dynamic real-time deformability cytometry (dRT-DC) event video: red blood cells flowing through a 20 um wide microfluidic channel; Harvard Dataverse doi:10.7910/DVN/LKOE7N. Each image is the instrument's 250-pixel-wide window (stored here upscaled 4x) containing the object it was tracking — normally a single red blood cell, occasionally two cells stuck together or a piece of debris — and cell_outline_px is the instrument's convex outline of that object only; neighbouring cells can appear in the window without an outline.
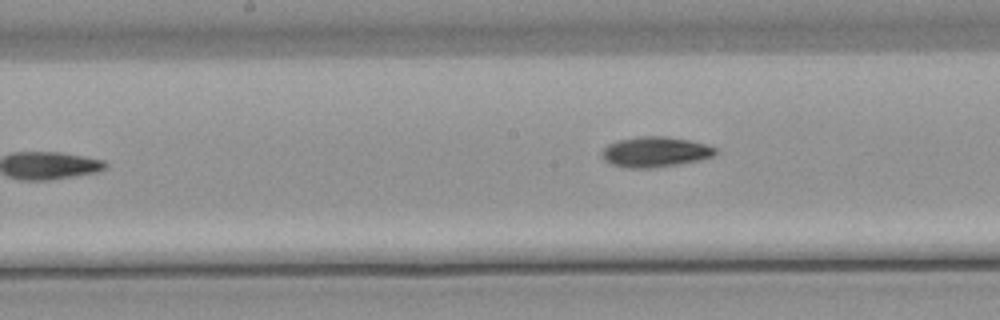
{"species": "common noctule bat (a hibernating species)", "species_latin": "Nyctalus noctula", "temperature_condition": "warm", "stored_images_in_passage": 8, "camera_frame_rate_fps": 3000, "um_per_image_px": 0.085, "animal": {"sex": "male", "body_mass_g": 21.5, "forearm_length_mm": 52.0}, "frame": {"image": 1, "passage_image": 8, "time_ms": 9.667, "image_size_px": [1000, 320], "cell_outline_px": [[716, 152], [712, 156], [696, 160], [676, 164], [648, 168], [628, 168], [612, 164], [604, 160], [600, 152], [608, 144], [616, 140], [636, 136], [664, 136], [688, 140], [704, 144], [716, 148]], "centroid_in_image_um": [55.61, 12.9], "position_along_channel_um": 192.6, "area_um2": 19.83}}